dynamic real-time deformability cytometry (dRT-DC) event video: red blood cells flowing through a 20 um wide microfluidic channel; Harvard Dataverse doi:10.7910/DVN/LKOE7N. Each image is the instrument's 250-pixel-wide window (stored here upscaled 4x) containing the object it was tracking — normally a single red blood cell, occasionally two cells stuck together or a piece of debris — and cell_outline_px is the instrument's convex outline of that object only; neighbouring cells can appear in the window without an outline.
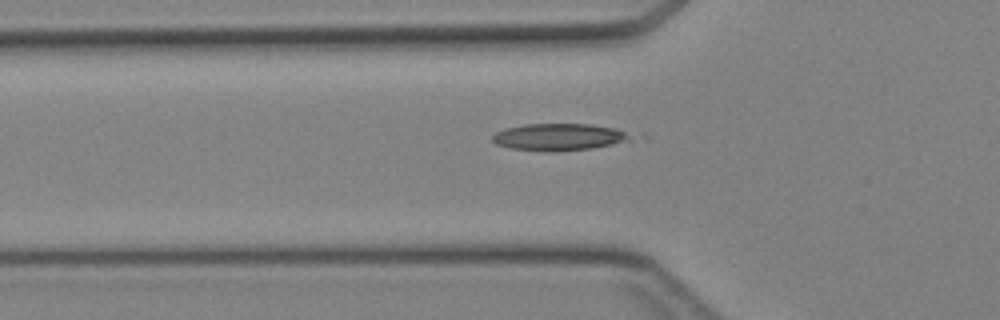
{"species": "Egyptian fruit bat (a non-hibernating species)", "species_latin": "Rousettus aegyptiacus", "temperature_condition": "cold", "stored_images_in_passage": 33, "camera_frame_rate_fps": 3000, "um_per_image_px": 0.085, "animal": {"sex": "female"}, "frame": {"image": 1, "passage_image": 3, "time_ms": 0.667, "image_size_px": [1000, 320], "cell_outline_px": [[648, 140], [592, 148], [512, 148], [496, 144], [492, 140], [492, 136], [496, 132], [504, 128], [524, 124], [588, 124], [644, 132]], "centroid_in_image_um": [47.99, 11.58], "position_along_channel_um": 77.8, "area_um2": 22.14}}
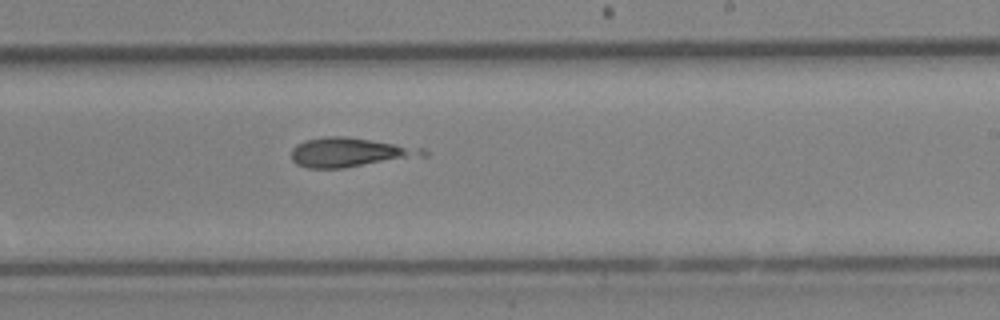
{"frame": {"image": 2, "passage_image": 15, "time_ms": 4.667, "image_size_px": [1000, 320], "cell_outline_px": [[428, 156], [344, 168], [308, 168], [296, 164], [292, 160], [292, 148], [296, 144], [304, 140], [324, 136], [348, 136], [424, 148], [428, 152]], "centroid_in_image_um": [29.77, 12.94], "position_along_channel_um": 259.2, "area_um2": 22.83}}
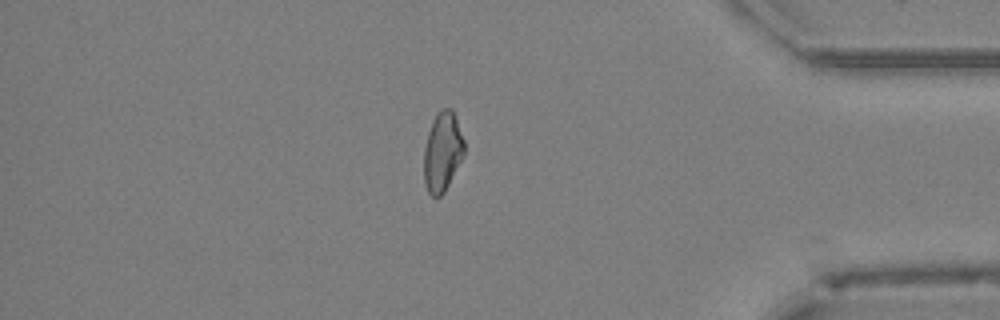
{"frame": {"image": 3, "passage_image": 26, "time_ms": 8.333, "image_size_px": [1000, 320], "cell_outline_px": [[464, 156], [444, 192], [440, 196], [432, 196], [428, 192], [424, 184], [424, 148], [428, 132], [432, 120], [436, 112], [440, 108], [452, 108], [464, 140]], "centroid_in_image_um": [37.6, 12.88], "position_along_channel_um": 397.6, "area_um2": 18.79}}